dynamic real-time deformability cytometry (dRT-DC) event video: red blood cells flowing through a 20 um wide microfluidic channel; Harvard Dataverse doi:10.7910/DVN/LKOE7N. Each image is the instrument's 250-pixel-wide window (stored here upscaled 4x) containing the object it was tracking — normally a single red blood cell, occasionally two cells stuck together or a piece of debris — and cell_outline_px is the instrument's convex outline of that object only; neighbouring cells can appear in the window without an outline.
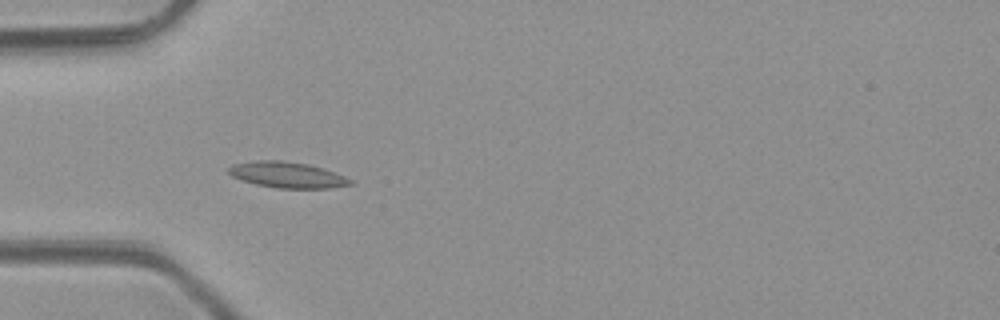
{"species": "common noctule bat (a hibernating species)", "species_latin": "Nyctalus noctula", "temperature_condition": "room temperature", "stored_images_in_passage": 5, "camera_frame_rate_fps": 3000, "um_per_image_px": 0.085, "animal": {"sex": "male", "body_mass_g": 23.1, "forearm_length_mm": 52.7}, "frame": {"image": 1, "passage_image": 4, "time_ms": 3.667, "image_size_px": [1000, 320], "cell_outline_px": [[356, 184], [332, 188], [276, 188], [256, 184], [232, 176], [228, 172], [228, 168], [232, 164], [256, 160], [280, 160], [308, 164], [324, 168], [344, 176], [352, 180]], "centroid_in_image_um": [24.45, 14.86], "position_along_channel_um": 60.5, "area_um2": 18.44}}
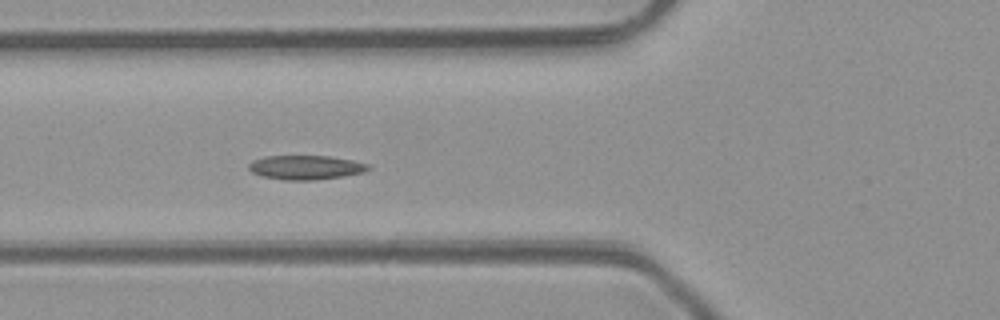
{"frame": {"image": 2, "passage_image": 5, "time_ms": 4.667, "image_size_px": [1000, 320], "cell_outline_px": [[372, 168], [364, 172], [344, 176], [316, 180], [284, 180], [260, 176], [252, 172], [248, 168], [248, 164], [252, 160], [264, 156], [328, 156], [352, 160], [372, 164]], "centroid_in_image_um": [26.0, 14.23], "position_along_channel_um": 99.8, "area_um2": 17.11}}